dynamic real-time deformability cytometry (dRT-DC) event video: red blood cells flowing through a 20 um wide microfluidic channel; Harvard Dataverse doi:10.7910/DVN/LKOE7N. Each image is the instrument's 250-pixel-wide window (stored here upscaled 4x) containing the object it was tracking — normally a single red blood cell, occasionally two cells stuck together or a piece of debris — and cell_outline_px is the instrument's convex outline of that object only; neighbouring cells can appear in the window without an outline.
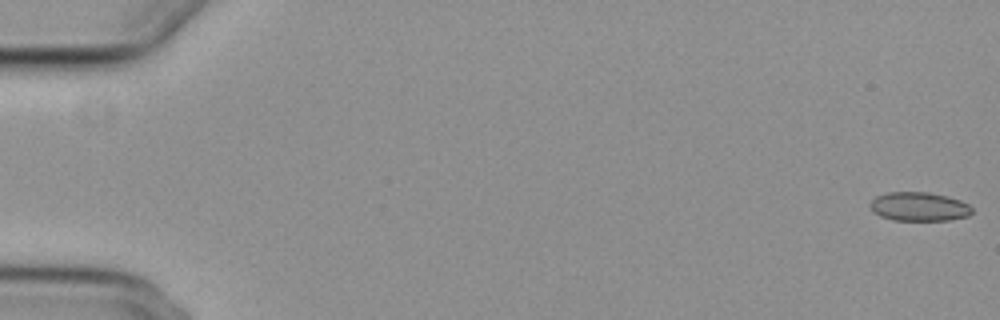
{"species": "common noctule bat (a hibernating species)", "species_latin": "Nyctalus noctula", "temperature_condition": "cold", "stored_images_in_passage": 8, "camera_frame_rate_fps": 3000, "um_per_image_px": 0.085, "animal": {"sex": "female", "body_mass_g": 29.2, "forearm_length_mm": 56.3}, "frame": {"image": 1, "passage_image": 1, "time_ms": 0.0, "image_size_px": [1000, 320], "cell_outline_px": [[972, 212], [968, 216], [948, 220], [892, 220], [880, 216], [872, 212], [868, 204], [876, 196], [888, 192], [928, 192], [948, 196], [960, 200], [968, 204], [972, 208]], "centroid_in_image_um": [78.09, 17.56], "position_along_channel_um": 6.9, "area_um2": 17.28}}